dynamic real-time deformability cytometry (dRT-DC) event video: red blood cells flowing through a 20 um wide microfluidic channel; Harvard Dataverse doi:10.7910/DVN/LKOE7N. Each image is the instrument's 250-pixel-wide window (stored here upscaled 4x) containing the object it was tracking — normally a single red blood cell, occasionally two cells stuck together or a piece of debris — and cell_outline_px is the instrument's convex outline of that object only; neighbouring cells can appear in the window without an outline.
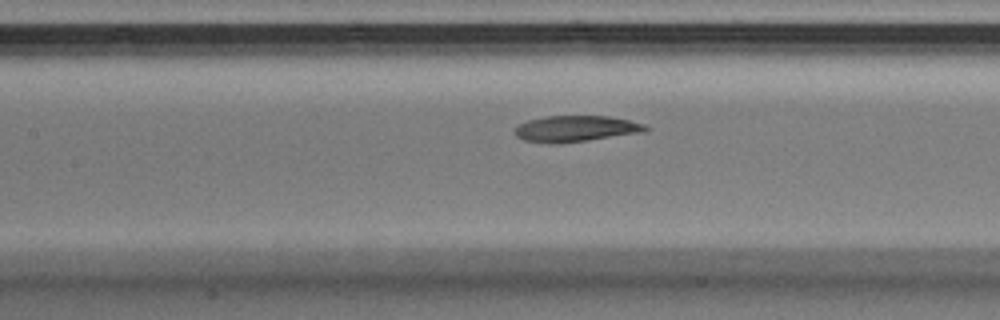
{"species": "Egyptian fruit bat (a non-hibernating species)", "species_latin": "Rousettus aegyptiacus", "temperature_condition": "warm", "stored_images_in_passage": 25, "camera_frame_rate_fps": 3000, "um_per_image_px": 0.085, "animal": {"sex": "male"}, "frame": {"image": 1, "passage_image": 8, "time_ms": 2.333, "image_size_px": [1000, 320], "cell_outline_px": [[652, 128], [644, 132], [588, 140], [556, 144], [548, 144], [524, 140], [516, 136], [516, 124], [528, 120], [548, 116], [608, 116], [628, 120], [644, 124]], "centroid_in_image_um": [48.94, 10.94], "position_along_channel_um": 158.5, "area_um2": 19.94}}
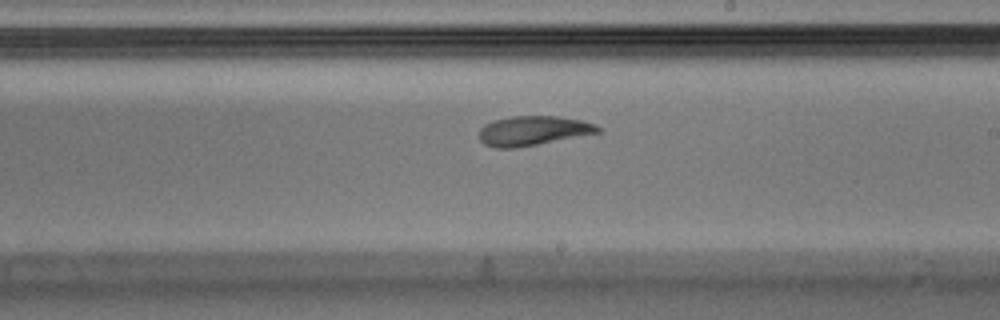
{"frame": {"image": 2, "passage_image": 13, "time_ms": 4.0, "image_size_px": [1000, 320], "cell_outline_px": [[604, 128], [600, 132], [536, 144], [512, 148], [496, 148], [484, 144], [480, 140], [480, 128], [496, 120], [512, 116], [556, 116], [584, 120]], "centroid_in_image_um": [45.35, 11.1], "position_along_channel_um": 243.7, "area_um2": 20.11}}
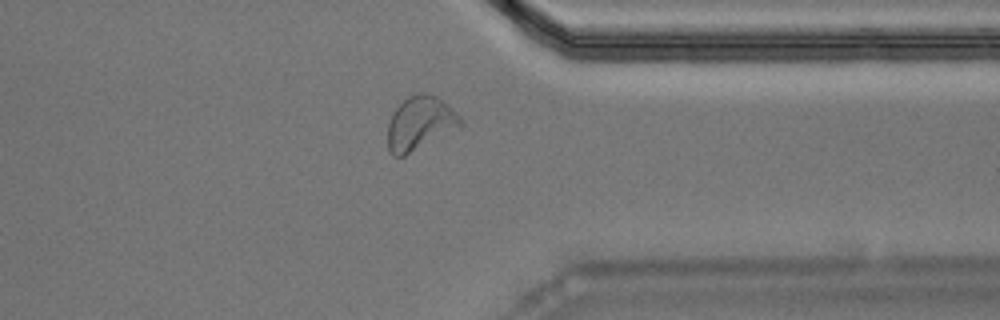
{"frame": {"image": 3, "passage_image": 21, "time_ms": 6.667, "image_size_px": [1000, 320], "cell_outline_px": [[464, 124], [460, 128], [404, 156], [392, 156], [388, 152], [388, 124], [392, 112], [408, 96], [416, 92], [424, 92], [436, 96], [452, 108], [464, 120]], "centroid_in_image_um": [35.72, 10.48], "position_along_channel_um": 375.7, "area_um2": 23.06}}